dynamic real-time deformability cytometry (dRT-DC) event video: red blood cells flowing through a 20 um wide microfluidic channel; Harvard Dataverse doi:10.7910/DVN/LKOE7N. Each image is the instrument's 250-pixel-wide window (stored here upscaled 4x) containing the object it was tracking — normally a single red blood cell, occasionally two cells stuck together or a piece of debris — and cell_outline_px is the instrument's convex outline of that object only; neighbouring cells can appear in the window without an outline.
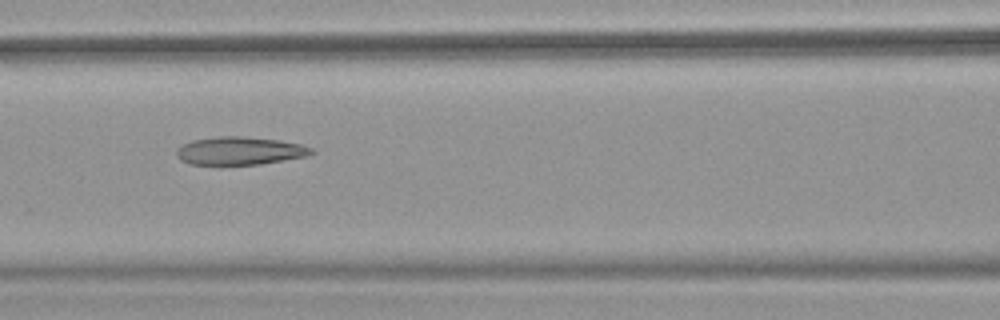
{"species": "common noctule bat (a hibernating species)", "species_latin": "Nyctalus noctula", "temperature_condition": "warm", "stored_images_in_passage": 50, "camera_frame_rate_fps": 3000, "um_per_image_px": 0.085, "animal": {"sex": "female", "body_mass_g": 18.4}, "frame": {"image": 1, "passage_image": 22, "time_ms": 7.0, "image_size_px": [1000, 320], "cell_outline_px": [[316, 152], [308, 156], [260, 164], [188, 164], [180, 160], [176, 156], [176, 148], [192, 140], [220, 136], [244, 136], [276, 140], [300, 144], [312, 148]], "centroid_in_image_um": [20.37, 12.82], "position_along_channel_um": 146.2, "area_um2": 21.96}}